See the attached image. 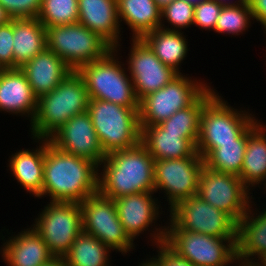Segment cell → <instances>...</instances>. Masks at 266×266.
I'll return each mask as SVG.
<instances>
[{
	"instance_id": "6da1fadb",
	"label": "cell",
	"mask_w": 266,
	"mask_h": 266,
	"mask_svg": "<svg viewBox=\"0 0 266 266\" xmlns=\"http://www.w3.org/2000/svg\"><path fill=\"white\" fill-rule=\"evenodd\" d=\"M99 166L67 153L45 139L43 188L40 199L81 203L98 193Z\"/></svg>"
},
{
	"instance_id": "7a4b0ae2",
	"label": "cell",
	"mask_w": 266,
	"mask_h": 266,
	"mask_svg": "<svg viewBox=\"0 0 266 266\" xmlns=\"http://www.w3.org/2000/svg\"><path fill=\"white\" fill-rule=\"evenodd\" d=\"M154 163L141 142L132 148L106 154L99 165L98 192L112 200L154 192Z\"/></svg>"
},
{
	"instance_id": "3957f363",
	"label": "cell",
	"mask_w": 266,
	"mask_h": 266,
	"mask_svg": "<svg viewBox=\"0 0 266 266\" xmlns=\"http://www.w3.org/2000/svg\"><path fill=\"white\" fill-rule=\"evenodd\" d=\"M89 100L82 76L73 70L54 90L37 99L28 134L31 138L49 139L73 116L87 111Z\"/></svg>"
},
{
	"instance_id": "277c9868",
	"label": "cell",
	"mask_w": 266,
	"mask_h": 266,
	"mask_svg": "<svg viewBox=\"0 0 266 266\" xmlns=\"http://www.w3.org/2000/svg\"><path fill=\"white\" fill-rule=\"evenodd\" d=\"M221 95L217 92L204 105L200 114L196 151L203 159L217 148L219 143L239 139L259 118L249 107L247 110L244 107H231Z\"/></svg>"
},
{
	"instance_id": "5b68a950",
	"label": "cell",
	"mask_w": 266,
	"mask_h": 266,
	"mask_svg": "<svg viewBox=\"0 0 266 266\" xmlns=\"http://www.w3.org/2000/svg\"><path fill=\"white\" fill-rule=\"evenodd\" d=\"M122 56L113 48L102 59L81 66L82 76L90 99L104 100L139 110L132 79Z\"/></svg>"
},
{
	"instance_id": "8992f818",
	"label": "cell",
	"mask_w": 266,
	"mask_h": 266,
	"mask_svg": "<svg viewBox=\"0 0 266 266\" xmlns=\"http://www.w3.org/2000/svg\"><path fill=\"white\" fill-rule=\"evenodd\" d=\"M87 111L106 154L132 148L141 142L139 110L90 99Z\"/></svg>"
},
{
	"instance_id": "52a82bcc",
	"label": "cell",
	"mask_w": 266,
	"mask_h": 266,
	"mask_svg": "<svg viewBox=\"0 0 266 266\" xmlns=\"http://www.w3.org/2000/svg\"><path fill=\"white\" fill-rule=\"evenodd\" d=\"M185 74H178L167 85L139 101L140 126L160 124L176 111L189 107L211 84Z\"/></svg>"
},
{
	"instance_id": "ba28073f",
	"label": "cell",
	"mask_w": 266,
	"mask_h": 266,
	"mask_svg": "<svg viewBox=\"0 0 266 266\" xmlns=\"http://www.w3.org/2000/svg\"><path fill=\"white\" fill-rule=\"evenodd\" d=\"M31 226L55 258H63L83 231L79 203L50 201L40 209Z\"/></svg>"
},
{
	"instance_id": "9c48e42d",
	"label": "cell",
	"mask_w": 266,
	"mask_h": 266,
	"mask_svg": "<svg viewBox=\"0 0 266 266\" xmlns=\"http://www.w3.org/2000/svg\"><path fill=\"white\" fill-rule=\"evenodd\" d=\"M47 48L60 57L72 70L102 59L113 49L97 33L79 22L46 28Z\"/></svg>"
},
{
	"instance_id": "30bf717a",
	"label": "cell",
	"mask_w": 266,
	"mask_h": 266,
	"mask_svg": "<svg viewBox=\"0 0 266 266\" xmlns=\"http://www.w3.org/2000/svg\"><path fill=\"white\" fill-rule=\"evenodd\" d=\"M166 215V230H187L220 238H237V222L197 195L179 201Z\"/></svg>"
},
{
	"instance_id": "8fae6325",
	"label": "cell",
	"mask_w": 266,
	"mask_h": 266,
	"mask_svg": "<svg viewBox=\"0 0 266 266\" xmlns=\"http://www.w3.org/2000/svg\"><path fill=\"white\" fill-rule=\"evenodd\" d=\"M82 210L83 232L95 236L109 249L126 256L137 245L125 232L119 220L114 200L99 192L87 197L80 203Z\"/></svg>"
},
{
	"instance_id": "7c38bea8",
	"label": "cell",
	"mask_w": 266,
	"mask_h": 266,
	"mask_svg": "<svg viewBox=\"0 0 266 266\" xmlns=\"http://www.w3.org/2000/svg\"><path fill=\"white\" fill-rule=\"evenodd\" d=\"M155 192H144L121 196L114 200L119 220L125 232L133 240H137L144 232L149 237L148 244L156 246L165 241L166 222L163 225L161 215L162 204ZM164 212V213H162ZM160 219L161 225L157 222ZM156 223V224H155ZM156 225V226H155ZM152 229V230H151Z\"/></svg>"
},
{
	"instance_id": "4fadbf2b",
	"label": "cell",
	"mask_w": 266,
	"mask_h": 266,
	"mask_svg": "<svg viewBox=\"0 0 266 266\" xmlns=\"http://www.w3.org/2000/svg\"><path fill=\"white\" fill-rule=\"evenodd\" d=\"M236 239L166 230L164 243L194 266H227L236 257Z\"/></svg>"
},
{
	"instance_id": "5bb4252c",
	"label": "cell",
	"mask_w": 266,
	"mask_h": 266,
	"mask_svg": "<svg viewBox=\"0 0 266 266\" xmlns=\"http://www.w3.org/2000/svg\"><path fill=\"white\" fill-rule=\"evenodd\" d=\"M204 166V159L196 152L193 156L182 159H160L154 163L155 193L164 194L168 209L179 201L196 196L199 176Z\"/></svg>"
},
{
	"instance_id": "9a60e30c",
	"label": "cell",
	"mask_w": 266,
	"mask_h": 266,
	"mask_svg": "<svg viewBox=\"0 0 266 266\" xmlns=\"http://www.w3.org/2000/svg\"><path fill=\"white\" fill-rule=\"evenodd\" d=\"M197 196L230 215L237 223L255 199L239 176L215 171L205 165L199 176Z\"/></svg>"
},
{
	"instance_id": "2e32d148",
	"label": "cell",
	"mask_w": 266,
	"mask_h": 266,
	"mask_svg": "<svg viewBox=\"0 0 266 266\" xmlns=\"http://www.w3.org/2000/svg\"><path fill=\"white\" fill-rule=\"evenodd\" d=\"M131 41L125 65L140 101L167 85L178 73L165 65L142 39L131 38Z\"/></svg>"
},
{
	"instance_id": "e0dca14e",
	"label": "cell",
	"mask_w": 266,
	"mask_h": 266,
	"mask_svg": "<svg viewBox=\"0 0 266 266\" xmlns=\"http://www.w3.org/2000/svg\"><path fill=\"white\" fill-rule=\"evenodd\" d=\"M49 141L60 150L91 160L98 166L106 157L88 111L73 116Z\"/></svg>"
},
{
	"instance_id": "ac0fdd59",
	"label": "cell",
	"mask_w": 266,
	"mask_h": 266,
	"mask_svg": "<svg viewBox=\"0 0 266 266\" xmlns=\"http://www.w3.org/2000/svg\"><path fill=\"white\" fill-rule=\"evenodd\" d=\"M7 231L4 235L2 231ZM2 229L0 232V255L6 266H43L55 258L36 230L30 225L20 232ZM14 233V234H13ZM11 234V236H10ZM7 236V238H5Z\"/></svg>"
},
{
	"instance_id": "d6986e66",
	"label": "cell",
	"mask_w": 266,
	"mask_h": 266,
	"mask_svg": "<svg viewBox=\"0 0 266 266\" xmlns=\"http://www.w3.org/2000/svg\"><path fill=\"white\" fill-rule=\"evenodd\" d=\"M78 13L81 25L97 33L121 55L123 30L118 18L117 0H78Z\"/></svg>"
},
{
	"instance_id": "ffe728a7",
	"label": "cell",
	"mask_w": 266,
	"mask_h": 266,
	"mask_svg": "<svg viewBox=\"0 0 266 266\" xmlns=\"http://www.w3.org/2000/svg\"><path fill=\"white\" fill-rule=\"evenodd\" d=\"M255 203L237 223L236 257L242 262L260 263L266 258V204L261 211Z\"/></svg>"
},
{
	"instance_id": "44dd1931",
	"label": "cell",
	"mask_w": 266,
	"mask_h": 266,
	"mask_svg": "<svg viewBox=\"0 0 266 266\" xmlns=\"http://www.w3.org/2000/svg\"><path fill=\"white\" fill-rule=\"evenodd\" d=\"M37 110V98L25 74L20 68L0 71V112L13 116L34 119Z\"/></svg>"
},
{
	"instance_id": "7402d4cb",
	"label": "cell",
	"mask_w": 266,
	"mask_h": 266,
	"mask_svg": "<svg viewBox=\"0 0 266 266\" xmlns=\"http://www.w3.org/2000/svg\"><path fill=\"white\" fill-rule=\"evenodd\" d=\"M31 139L39 146L36 144L35 149L20 148L9 156L6 167L22 189L39 199L43 188L45 139Z\"/></svg>"
},
{
	"instance_id": "603a6c76",
	"label": "cell",
	"mask_w": 266,
	"mask_h": 266,
	"mask_svg": "<svg viewBox=\"0 0 266 266\" xmlns=\"http://www.w3.org/2000/svg\"><path fill=\"white\" fill-rule=\"evenodd\" d=\"M141 127V143L154 160L193 156L198 138L193 133H167L158 124Z\"/></svg>"
},
{
	"instance_id": "cb8c5ba5",
	"label": "cell",
	"mask_w": 266,
	"mask_h": 266,
	"mask_svg": "<svg viewBox=\"0 0 266 266\" xmlns=\"http://www.w3.org/2000/svg\"><path fill=\"white\" fill-rule=\"evenodd\" d=\"M20 69L25 74L34 96H41L54 90L73 70L53 51L46 48Z\"/></svg>"
},
{
	"instance_id": "d4e9b609",
	"label": "cell",
	"mask_w": 266,
	"mask_h": 266,
	"mask_svg": "<svg viewBox=\"0 0 266 266\" xmlns=\"http://www.w3.org/2000/svg\"><path fill=\"white\" fill-rule=\"evenodd\" d=\"M260 121L262 120L258 119L249 128L243 166L239 175L251 192L261 186L266 179V124Z\"/></svg>"
},
{
	"instance_id": "484cf974",
	"label": "cell",
	"mask_w": 266,
	"mask_h": 266,
	"mask_svg": "<svg viewBox=\"0 0 266 266\" xmlns=\"http://www.w3.org/2000/svg\"><path fill=\"white\" fill-rule=\"evenodd\" d=\"M14 68L47 48L46 27L37 18H13Z\"/></svg>"
},
{
	"instance_id": "4316f807",
	"label": "cell",
	"mask_w": 266,
	"mask_h": 266,
	"mask_svg": "<svg viewBox=\"0 0 266 266\" xmlns=\"http://www.w3.org/2000/svg\"><path fill=\"white\" fill-rule=\"evenodd\" d=\"M117 10L121 28L127 25L132 39H141L161 26V8L154 0H117Z\"/></svg>"
},
{
	"instance_id": "83f0119b",
	"label": "cell",
	"mask_w": 266,
	"mask_h": 266,
	"mask_svg": "<svg viewBox=\"0 0 266 266\" xmlns=\"http://www.w3.org/2000/svg\"><path fill=\"white\" fill-rule=\"evenodd\" d=\"M184 31H171L158 28L146 33L141 39L151 48L155 55L178 74H183V64L188 49V41Z\"/></svg>"
},
{
	"instance_id": "f1b7e54d",
	"label": "cell",
	"mask_w": 266,
	"mask_h": 266,
	"mask_svg": "<svg viewBox=\"0 0 266 266\" xmlns=\"http://www.w3.org/2000/svg\"><path fill=\"white\" fill-rule=\"evenodd\" d=\"M111 253L99 239L82 231L63 259L67 266H113Z\"/></svg>"
},
{
	"instance_id": "f546056e",
	"label": "cell",
	"mask_w": 266,
	"mask_h": 266,
	"mask_svg": "<svg viewBox=\"0 0 266 266\" xmlns=\"http://www.w3.org/2000/svg\"><path fill=\"white\" fill-rule=\"evenodd\" d=\"M249 129L236 141L219 143L205 158L204 165L212 170L240 175Z\"/></svg>"
},
{
	"instance_id": "4dcf8cb0",
	"label": "cell",
	"mask_w": 266,
	"mask_h": 266,
	"mask_svg": "<svg viewBox=\"0 0 266 266\" xmlns=\"http://www.w3.org/2000/svg\"><path fill=\"white\" fill-rule=\"evenodd\" d=\"M216 93L217 90L210 84L189 107L176 111L158 125L167 133H193L198 138L201 111Z\"/></svg>"
},
{
	"instance_id": "1f68e13d",
	"label": "cell",
	"mask_w": 266,
	"mask_h": 266,
	"mask_svg": "<svg viewBox=\"0 0 266 266\" xmlns=\"http://www.w3.org/2000/svg\"><path fill=\"white\" fill-rule=\"evenodd\" d=\"M251 23L254 24V20L249 2L222 6L215 25V33L236 37L246 34L244 32L251 28Z\"/></svg>"
},
{
	"instance_id": "d6a6232c",
	"label": "cell",
	"mask_w": 266,
	"mask_h": 266,
	"mask_svg": "<svg viewBox=\"0 0 266 266\" xmlns=\"http://www.w3.org/2000/svg\"><path fill=\"white\" fill-rule=\"evenodd\" d=\"M78 0H42L37 19L46 27L77 23Z\"/></svg>"
},
{
	"instance_id": "836d02e7",
	"label": "cell",
	"mask_w": 266,
	"mask_h": 266,
	"mask_svg": "<svg viewBox=\"0 0 266 266\" xmlns=\"http://www.w3.org/2000/svg\"><path fill=\"white\" fill-rule=\"evenodd\" d=\"M193 22L194 6L185 0H174L161 9L160 28L162 29L182 31L193 27Z\"/></svg>"
},
{
	"instance_id": "e575fe53",
	"label": "cell",
	"mask_w": 266,
	"mask_h": 266,
	"mask_svg": "<svg viewBox=\"0 0 266 266\" xmlns=\"http://www.w3.org/2000/svg\"><path fill=\"white\" fill-rule=\"evenodd\" d=\"M222 6L215 0H206L194 6L193 26L199 27V29L207 32H215V25Z\"/></svg>"
},
{
	"instance_id": "d590c367",
	"label": "cell",
	"mask_w": 266,
	"mask_h": 266,
	"mask_svg": "<svg viewBox=\"0 0 266 266\" xmlns=\"http://www.w3.org/2000/svg\"><path fill=\"white\" fill-rule=\"evenodd\" d=\"M12 18H37L42 0H0Z\"/></svg>"
},
{
	"instance_id": "8d00e7d4",
	"label": "cell",
	"mask_w": 266,
	"mask_h": 266,
	"mask_svg": "<svg viewBox=\"0 0 266 266\" xmlns=\"http://www.w3.org/2000/svg\"><path fill=\"white\" fill-rule=\"evenodd\" d=\"M13 18L0 25V67L2 69L14 68L13 57Z\"/></svg>"
},
{
	"instance_id": "74e56055",
	"label": "cell",
	"mask_w": 266,
	"mask_h": 266,
	"mask_svg": "<svg viewBox=\"0 0 266 266\" xmlns=\"http://www.w3.org/2000/svg\"><path fill=\"white\" fill-rule=\"evenodd\" d=\"M155 256H149L158 266H194L190 261L178 256L164 242L154 246ZM157 252V253H156Z\"/></svg>"
},
{
	"instance_id": "f35d334b",
	"label": "cell",
	"mask_w": 266,
	"mask_h": 266,
	"mask_svg": "<svg viewBox=\"0 0 266 266\" xmlns=\"http://www.w3.org/2000/svg\"><path fill=\"white\" fill-rule=\"evenodd\" d=\"M254 22L260 23L266 32V0H249ZM256 20V21H255Z\"/></svg>"
},
{
	"instance_id": "ab89813d",
	"label": "cell",
	"mask_w": 266,
	"mask_h": 266,
	"mask_svg": "<svg viewBox=\"0 0 266 266\" xmlns=\"http://www.w3.org/2000/svg\"><path fill=\"white\" fill-rule=\"evenodd\" d=\"M12 20L7 10L0 4V25H5Z\"/></svg>"
},
{
	"instance_id": "60d3db41",
	"label": "cell",
	"mask_w": 266,
	"mask_h": 266,
	"mask_svg": "<svg viewBox=\"0 0 266 266\" xmlns=\"http://www.w3.org/2000/svg\"><path fill=\"white\" fill-rule=\"evenodd\" d=\"M219 4L226 6V5H238L241 3H248L249 0H215Z\"/></svg>"
},
{
	"instance_id": "b9f144b4",
	"label": "cell",
	"mask_w": 266,
	"mask_h": 266,
	"mask_svg": "<svg viewBox=\"0 0 266 266\" xmlns=\"http://www.w3.org/2000/svg\"><path fill=\"white\" fill-rule=\"evenodd\" d=\"M43 266H67L63 258H53L50 262Z\"/></svg>"
},
{
	"instance_id": "7bdbcfd3",
	"label": "cell",
	"mask_w": 266,
	"mask_h": 266,
	"mask_svg": "<svg viewBox=\"0 0 266 266\" xmlns=\"http://www.w3.org/2000/svg\"><path fill=\"white\" fill-rule=\"evenodd\" d=\"M146 255H147L146 260L138 262L139 264L137 266H158L150 257H148L149 256L148 254Z\"/></svg>"
},
{
	"instance_id": "ee69618b",
	"label": "cell",
	"mask_w": 266,
	"mask_h": 266,
	"mask_svg": "<svg viewBox=\"0 0 266 266\" xmlns=\"http://www.w3.org/2000/svg\"><path fill=\"white\" fill-rule=\"evenodd\" d=\"M154 1L162 9L165 5L170 4L174 0H154Z\"/></svg>"
},
{
	"instance_id": "f6af8a7d",
	"label": "cell",
	"mask_w": 266,
	"mask_h": 266,
	"mask_svg": "<svg viewBox=\"0 0 266 266\" xmlns=\"http://www.w3.org/2000/svg\"><path fill=\"white\" fill-rule=\"evenodd\" d=\"M238 266H263V265L261 263H250V262L239 261Z\"/></svg>"
},
{
	"instance_id": "bcb514c9",
	"label": "cell",
	"mask_w": 266,
	"mask_h": 266,
	"mask_svg": "<svg viewBox=\"0 0 266 266\" xmlns=\"http://www.w3.org/2000/svg\"><path fill=\"white\" fill-rule=\"evenodd\" d=\"M185 1H187L189 4H191L193 6H196V5H198L201 2L206 1V0H185Z\"/></svg>"
},
{
	"instance_id": "7dc6e473",
	"label": "cell",
	"mask_w": 266,
	"mask_h": 266,
	"mask_svg": "<svg viewBox=\"0 0 266 266\" xmlns=\"http://www.w3.org/2000/svg\"><path fill=\"white\" fill-rule=\"evenodd\" d=\"M239 260L235 257L227 266H238Z\"/></svg>"
},
{
	"instance_id": "c3c4849f",
	"label": "cell",
	"mask_w": 266,
	"mask_h": 266,
	"mask_svg": "<svg viewBox=\"0 0 266 266\" xmlns=\"http://www.w3.org/2000/svg\"><path fill=\"white\" fill-rule=\"evenodd\" d=\"M263 186V187H262ZM263 188L262 190H265L266 191V179L265 181L263 182V184L261 186H259V189Z\"/></svg>"
},
{
	"instance_id": "681fc988",
	"label": "cell",
	"mask_w": 266,
	"mask_h": 266,
	"mask_svg": "<svg viewBox=\"0 0 266 266\" xmlns=\"http://www.w3.org/2000/svg\"><path fill=\"white\" fill-rule=\"evenodd\" d=\"M260 263H261L263 266H266V258H264Z\"/></svg>"
}]
</instances>
